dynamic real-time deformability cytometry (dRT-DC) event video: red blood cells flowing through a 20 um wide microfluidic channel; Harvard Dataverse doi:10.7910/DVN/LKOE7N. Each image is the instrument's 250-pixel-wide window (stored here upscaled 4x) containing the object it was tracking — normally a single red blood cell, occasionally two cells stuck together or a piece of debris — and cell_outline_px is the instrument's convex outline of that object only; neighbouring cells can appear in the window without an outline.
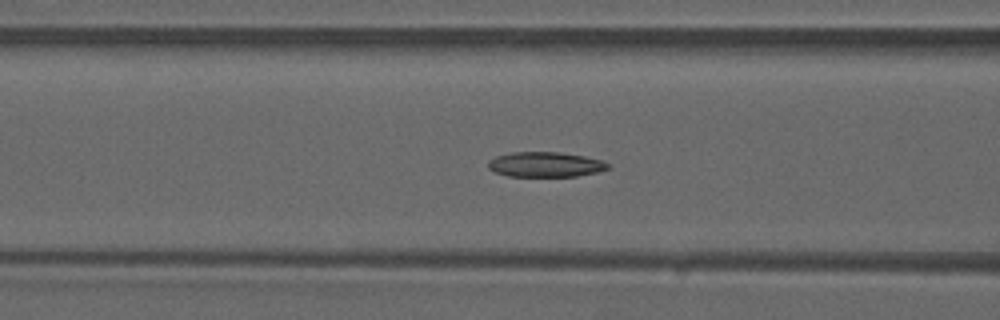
{"species": "common noctule bat (a hibernating species)", "species_latin": "Nyctalus noctula", "temperature_condition": "warm", "stored_images_in_passage": 24, "camera_frame_rate_fps": 3000, "um_per_image_px": 0.085, "animal": {"sex": "male", "forearm_length_mm": 52.5}, "frame": {"image": 1, "passage_image": 9, "time_ms": 2.667, "image_size_px": [1000, 320], "cell_outline_px": [[608, 168], [596, 172], [576, 176], [508, 176], [496, 172], [488, 168], [488, 160], [496, 156], [512, 152], [556, 152], [584, 156], [600, 160], [608, 164]], "centroid_in_image_um": [46.3, 13.98], "position_along_channel_um": 120.3, "area_um2": 17.22}}
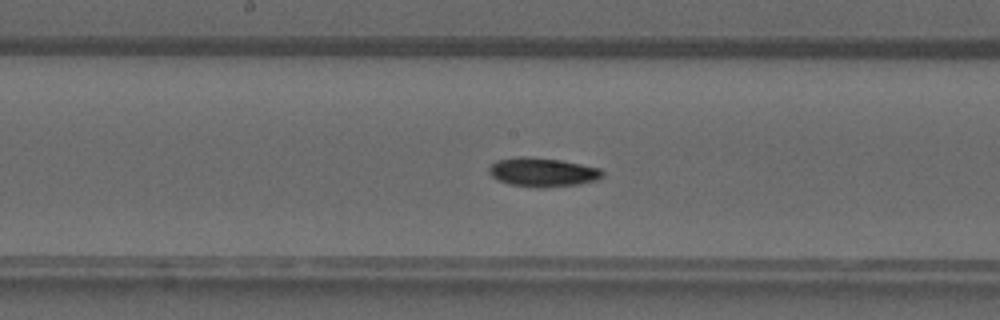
{"frame": {"image": 2, "passage_image": 15, "time_ms": 4.667, "image_size_px": [1000, 320], "cell_outline_px": [[604, 176], [596, 180], [576, 184], [508, 184], [492, 176], [488, 172], [488, 168], [496, 160], [520, 156], [528, 156], [560, 160], [600, 168], [604, 172]], "centroid_in_image_um": [46.11, 14.57], "position_along_channel_um": 202.1, "area_um2": 18.09}}
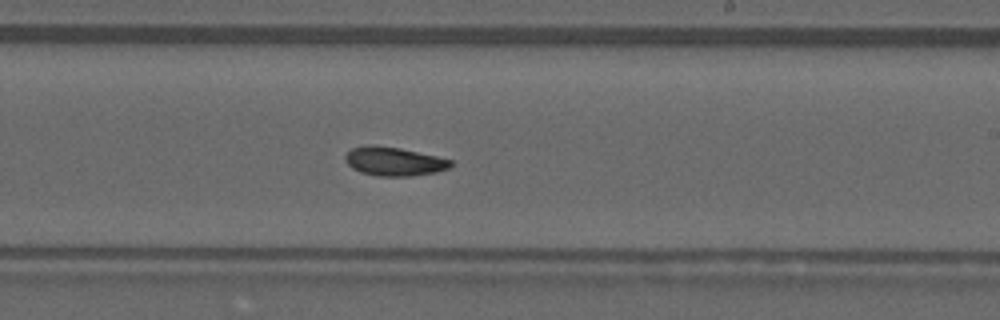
{"frame": {"image": 3, "passage_image": 19, "time_ms": 6.0, "image_size_px": [1000, 320], "cell_outline_px": [[452, 164], [448, 168], [436, 172], [412, 176], [380, 176], [360, 172], [352, 168], [348, 164], [344, 156], [352, 148], [364, 144], [376, 144], [400, 148], [436, 156], [452, 160]], "centroid_in_image_um": [33.46, 13.7], "position_along_channel_um": 255.5, "area_um2": 17.74}}